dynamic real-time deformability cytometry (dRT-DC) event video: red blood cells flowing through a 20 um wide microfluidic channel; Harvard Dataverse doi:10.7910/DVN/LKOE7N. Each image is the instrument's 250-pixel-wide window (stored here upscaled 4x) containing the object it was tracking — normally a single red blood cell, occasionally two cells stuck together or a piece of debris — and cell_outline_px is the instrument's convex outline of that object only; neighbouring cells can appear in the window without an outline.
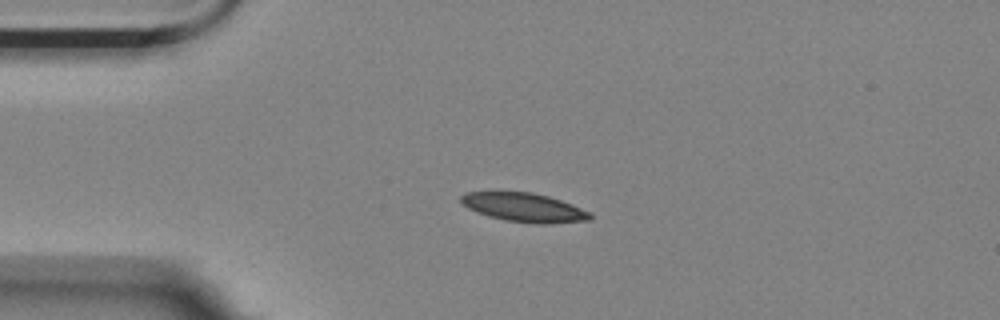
{"species": "Egyptian fruit bat (a non-hibernating species)", "species_latin": "Rousettus aegyptiacus", "temperature_condition": "room temperature", "stored_images_in_passage": 3, "camera_frame_rate_fps": 3000, "um_per_image_px": 0.085, "animal": {"sex": "female"}, "frame": {"image": 1, "passage_image": 1, "time_ms": 0.0, "image_size_px": [1000, 320], "cell_outline_px": [[592, 220], [552, 224], [540, 224], [504, 220], [488, 216], [476, 212], [468, 208], [460, 200], [460, 196], [464, 192], [532, 192], [548, 196], [572, 204], [592, 212]], "centroid_in_image_um": [44.59, 17.64], "position_along_channel_um": 40.4, "area_um2": 21.91}}
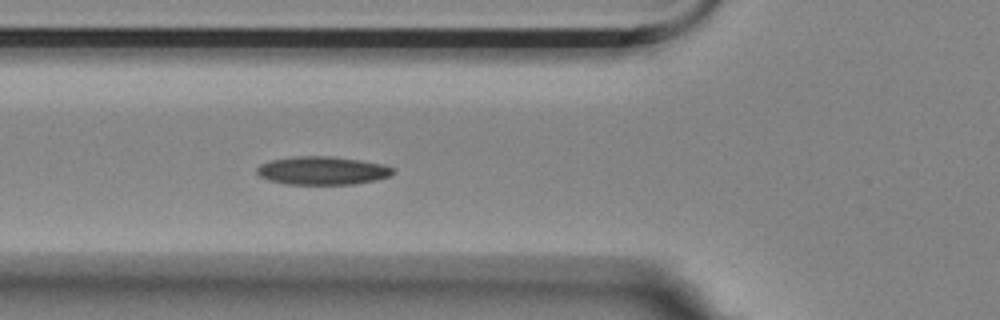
{"frame": {"image": 2, "passage_image": 3, "time_ms": 0.667, "image_size_px": [1000, 320], "cell_outline_px": [[396, 172], [392, 176], [376, 180], [356, 184], [288, 184], [268, 180], [260, 176], [256, 172], [256, 168], [260, 164], [272, 160], [296, 156], [332, 156], [360, 160], [380, 164], [392, 168]], "centroid_in_image_um": [27.41, 14.5], "position_along_channel_um": 98.4, "area_um2": 22.43}}